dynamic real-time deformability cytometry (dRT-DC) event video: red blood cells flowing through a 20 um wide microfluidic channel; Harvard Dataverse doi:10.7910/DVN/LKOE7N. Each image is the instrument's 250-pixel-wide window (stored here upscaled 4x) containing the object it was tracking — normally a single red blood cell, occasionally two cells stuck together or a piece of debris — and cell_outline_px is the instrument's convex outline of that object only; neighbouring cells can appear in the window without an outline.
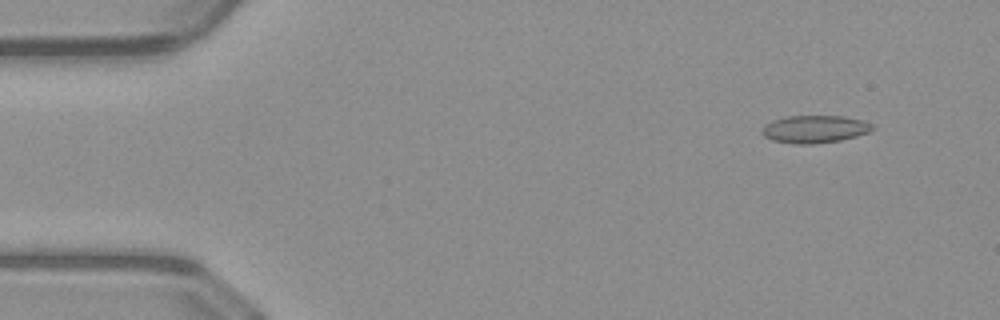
{"species": "common noctule bat (a hibernating species)", "species_latin": "Nyctalus noctula", "temperature_condition": "warm", "stored_images_in_passage": 51, "camera_frame_rate_fps": 3000, "um_per_image_px": 0.085, "animal": {"sex": "male", "body_mass_g": 23.1, "forearm_length_mm": 52.7}, "frame": {"image": 1, "passage_image": 5, "time_ms": 1.333, "image_size_px": [1000, 320], "cell_outline_px": [[876, 128], [868, 132], [856, 136], [840, 140], [812, 144], [796, 144], [772, 140], [764, 136], [760, 132], [760, 128], [764, 124], [772, 120], [784, 116], [844, 116], [864, 120], [872, 124]], "centroid_in_image_um": [69.22, 10.96], "position_along_channel_um": 15.8, "area_um2": 17.98}}
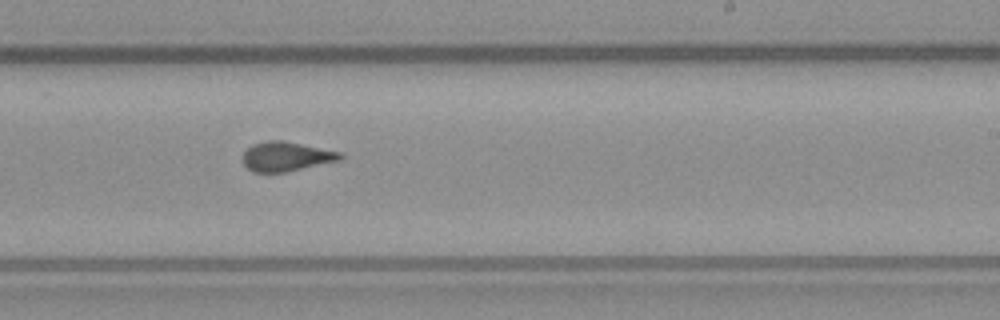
{"frame": {"image": 2, "passage_image": 31, "time_ms": 10.0, "image_size_px": [1000, 320], "cell_outline_px": [[344, 156], [340, 160], [284, 172], [252, 172], [244, 164], [240, 156], [252, 144], [264, 140], [284, 140], [340, 152]], "centroid_in_image_um": [24.27, 13.29], "position_along_channel_um": 264.7, "area_um2": 16.76}}
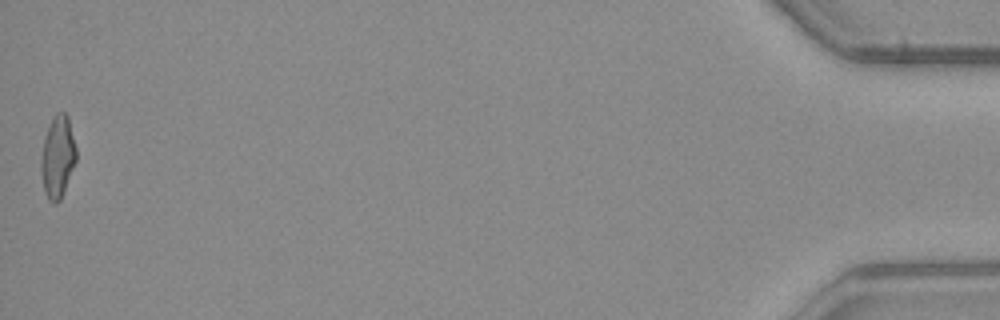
{"frame": {"image": 3, "passage_image": 51, "time_ms": 16.667, "image_size_px": [1000, 320], "cell_outline_px": [[76, 160], [60, 200], [56, 204], [52, 204], [48, 200], [44, 192], [40, 172], [40, 160], [44, 136], [52, 116], [56, 112], [64, 112], [68, 116], [76, 148]], "centroid_in_image_um": [4.87, 13.33], "position_along_channel_um": 430.3, "area_um2": 17.05}, "authors_computed_cell_mechanics": {"area_um2": 16.762, "velocity_mm_per_s": 4.0708, "shape_relaxation_time_tau1_ms": null, "shape_relaxation_time_tau2_ms": 1.2883, "deformation_change_tau1": null, "deformation_change_tau2": 0.0713}}